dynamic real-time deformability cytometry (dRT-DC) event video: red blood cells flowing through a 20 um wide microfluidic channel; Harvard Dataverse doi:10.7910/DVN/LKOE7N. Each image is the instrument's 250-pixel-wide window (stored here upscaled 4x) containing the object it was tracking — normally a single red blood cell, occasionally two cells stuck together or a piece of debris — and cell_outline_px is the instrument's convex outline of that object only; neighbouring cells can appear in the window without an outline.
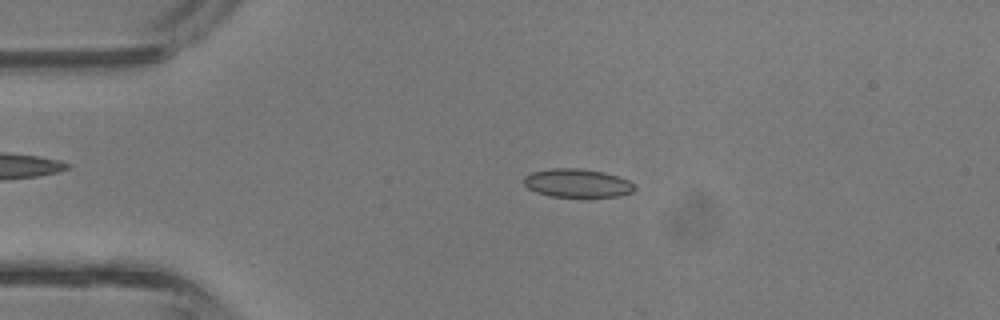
{"species": "common noctule bat (a hibernating species)", "species_latin": "Nyctalus noctula", "temperature_condition": "room temperature", "stored_images_in_passage": 5, "camera_frame_rate_fps": 3000, "um_per_image_px": 0.085, "animal": {"sex": "male", "body_mass_g": 13.3}, "frame": {"image": 1, "passage_image": 4, "time_ms": 1.0, "image_size_px": [1000, 320], "cell_outline_px": [[636, 188], [632, 192], [616, 196], [548, 196], [536, 192], [528, 188], [524, 184], [524, 176], [532, 172], [552, 168], [580, 168], [604, 172], [628, 180]], "centroid_in_image_um": [49.03, 15.55], "position_along_channel_um": 36.0, "area_um2": 18.15}}